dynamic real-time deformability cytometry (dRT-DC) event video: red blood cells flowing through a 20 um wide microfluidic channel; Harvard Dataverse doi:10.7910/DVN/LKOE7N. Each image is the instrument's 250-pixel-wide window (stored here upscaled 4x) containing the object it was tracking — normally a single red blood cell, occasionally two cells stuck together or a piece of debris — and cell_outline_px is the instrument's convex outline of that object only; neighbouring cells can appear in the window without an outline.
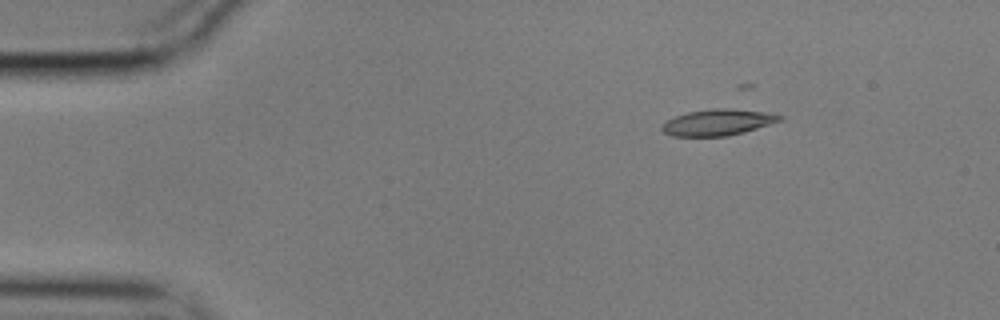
{"species": "common noctule bat (a hibernating species)", "species_latin": "Nyctalus noctula", "temperature_condition": "cold", "stored_images_in_passage": 29, "camera_frame_rate_fps": 3000, "um_per_image_px": 0.085, "animal": {"sex": "male", "body_mass_g": 17.9}, "frame": {"image": 1, "passage_image": 1, "time_ms": 0.0, "image_size_px": [1000, 320], "cell_outline_px": [[784, 120], [744, 132], [728, 136], [672, 136], [664, 132], [660, 128], [668, 120], [676, 116], [688, 112], [716, 108], [724, 108], [768, 112], [784, 116]], "centroid_in_image_um": [61.07, 10.4], "position_along_channel_um": 23.9, "area_um2": 17.92}}
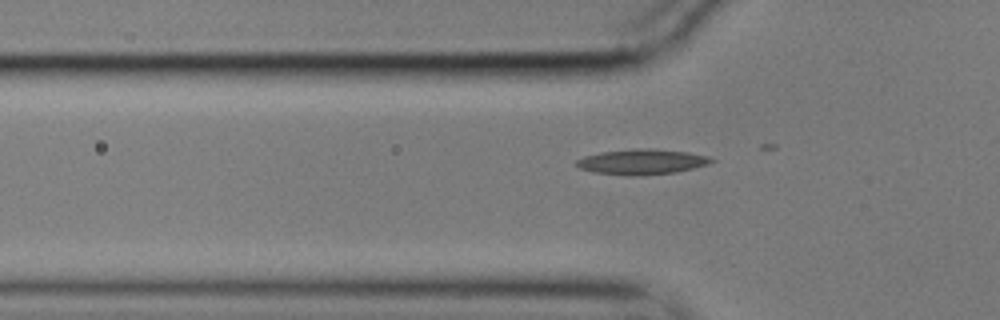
{"frame": {"image": 2, "passage_image": 11, "time_ms": 3.333, "image_size_px": [1000, 320], "cell_outline_px": [[716, 160], [708, 164], [676, 172], [592, 172], [580, 168], [572, 164], [576, 160], [584, 156], [600, 152], [636, 148], [648, 148], [688, 152], [708, 156]], "centroid_in_image_um": [54.55, 13.68], "position_along_channel_um": 71.2, "area_um2": 18.73}}
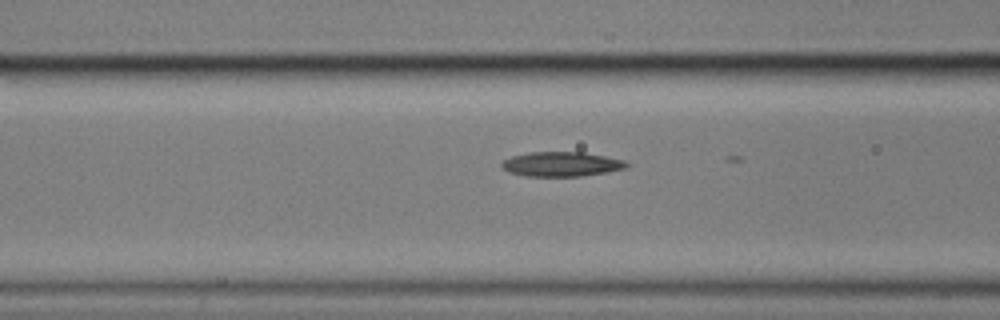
{"frame": {"image": 3, "passage_image": 15, "time_ms": 4.667, "image_size_px": [1000, 320], "cell_outline_px": [[628, 168], [608, 172], [580, 176], [524, 176], [508, 172], [500, 168], [500, 164], [504, 160], [512, 156], [528, 152], [584, 152], [624, 160], [628, 164]], "centroid_in_image_um": [47.69, 13.95], "position_along_channel_um": 118.9, "area_um2": 18.03}}